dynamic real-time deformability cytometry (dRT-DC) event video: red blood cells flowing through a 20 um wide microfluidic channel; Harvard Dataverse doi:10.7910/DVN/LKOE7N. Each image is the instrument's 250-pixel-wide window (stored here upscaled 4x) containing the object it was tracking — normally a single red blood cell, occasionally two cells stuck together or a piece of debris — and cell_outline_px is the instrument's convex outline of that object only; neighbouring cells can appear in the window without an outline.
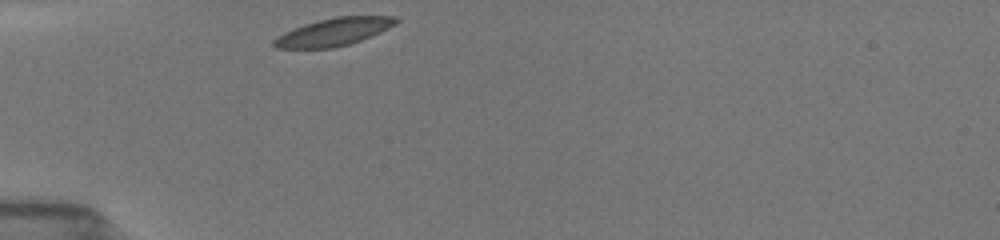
{"species": "common noctule bat (a hibernating species)", "species_latin": "Nyctalus noctula", "temperature_condition": "room temperature", "stored_images_in_passage": 29, "camera_frame_rate_fps": 3000, "um_per_image_px": 0.085, "animal": {"sex": "female", "body_mass_g": 19.5, "forearm_length_mm": 54.1}, "frame": {"image": 1, "passage_image": 1, "time_ms": 0.0, "image_size_px": [1000, 240], "cell_outline_px": [[400, 20], [396, 24], [380, 32], [360, 40], [348, 44], [332, 48], [276, 48], [272, 44], [272, 40], [276, 36], [292, 28], [304, 24], [336, 16], [396, 16]], "centroid_in_image_um": [28.34, 2.71], "position_along_channel_um": 56.7, "area_um2": 19.65}}
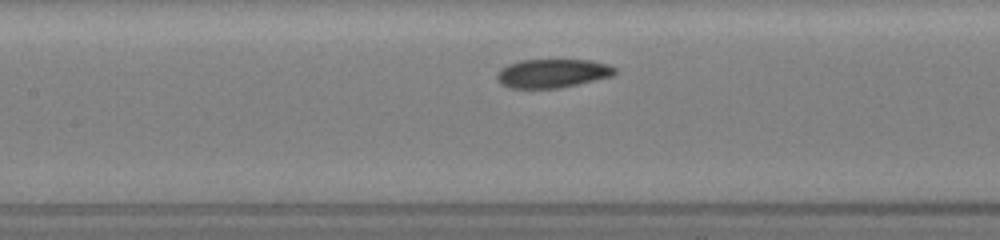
{"frame": {"image": 2, "passage_image": 10, "time_ms": 3.0, "image_size_px": [1000, 240], "cell_outline_px": [[616, 72], [612, 76], [560, 88], [508, 88], [500, 84], [496, 80], [496, 76], [500, 68], [508, 64], [520, 60], [592, 60], [608, 64], [616, 68]], "centroid_in_image_um": [46.92, 6.23], "position_along_channel_um": 160.5, "area_um2": 19.88}}
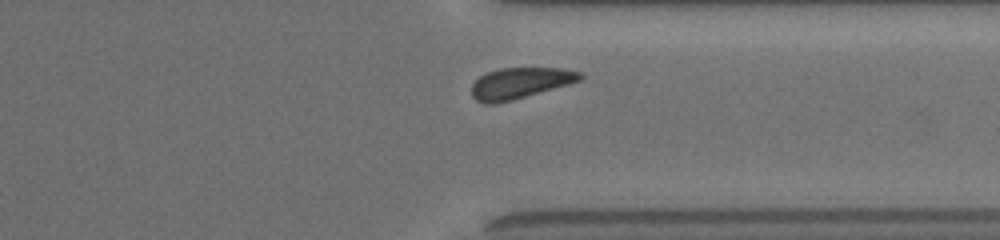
{"frame": {"image": 3, "passage_image": 26, "time_ms": 8.333, "image_size_px": [1000, 240], "cell_outline_px": [[584, 76], [580, 80], [568, 84], [512, 100], [492, 104], [484, 104], [476, 100], [472, 96], [472, 84], [480, 76], [488, 72], [500, 68], [564, 68], [584, 72]], "centroid_in_image_um": [44.22, 7.05], "position_along_channel_um": 367.2, "area_um2": 19.54}, "authors_computed_cell_mechanics": {"area_um2": 20.3456, "velocity_mm_per_s": 3.8769, "shape_relaxation_time_tau1_ms": 2.5645, "shape_relaxation_time_tau2_ms": null, "deformation_change_tau1": 0.0778, "deformation_change_tau2": null}}